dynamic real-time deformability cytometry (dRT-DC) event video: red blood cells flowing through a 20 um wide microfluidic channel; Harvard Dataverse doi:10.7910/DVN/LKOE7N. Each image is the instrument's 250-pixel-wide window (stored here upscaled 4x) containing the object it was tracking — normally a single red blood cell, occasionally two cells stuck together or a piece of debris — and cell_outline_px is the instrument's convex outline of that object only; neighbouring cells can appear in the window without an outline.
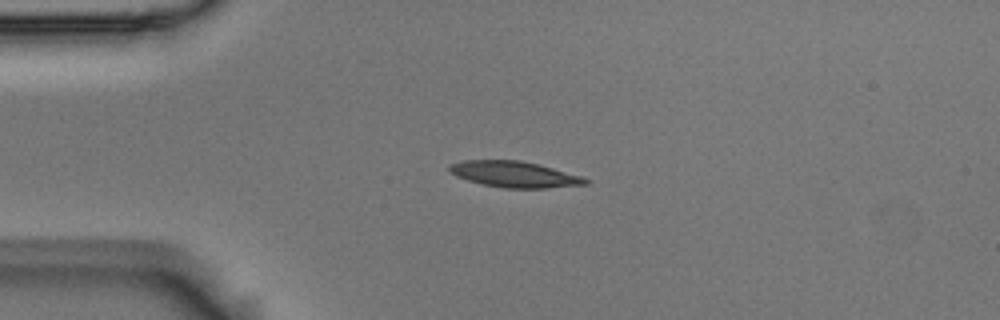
{"species": "Egyptian fruit bat (a non-hibernating species)", "species_latin": "Rousettus aegyptiacus", "temperature_condition": "room temperature", "stored_images_in_passage": 4, "camera_frame_rate_fps": 3000, "um_per_image_px": 0.085, "animal": {"sex": "male"}, "frame": {"image": 1, "passage_image": 3, "time_ms": 0.667, "image_size_px": [1000, 320], "cell_outline_px": [[588, 184], [544, 188], [504, 188], [484, 184], [468, 180], [456, 176], [448, 172], [448, 164], [460, 160], [520, 160], [552, 168], [580, 176], [588, 180]], "centroid_in_image_um": [43.64, 14.81], "position_along_channel_um": 41.4, "area_um2": 20.46}}